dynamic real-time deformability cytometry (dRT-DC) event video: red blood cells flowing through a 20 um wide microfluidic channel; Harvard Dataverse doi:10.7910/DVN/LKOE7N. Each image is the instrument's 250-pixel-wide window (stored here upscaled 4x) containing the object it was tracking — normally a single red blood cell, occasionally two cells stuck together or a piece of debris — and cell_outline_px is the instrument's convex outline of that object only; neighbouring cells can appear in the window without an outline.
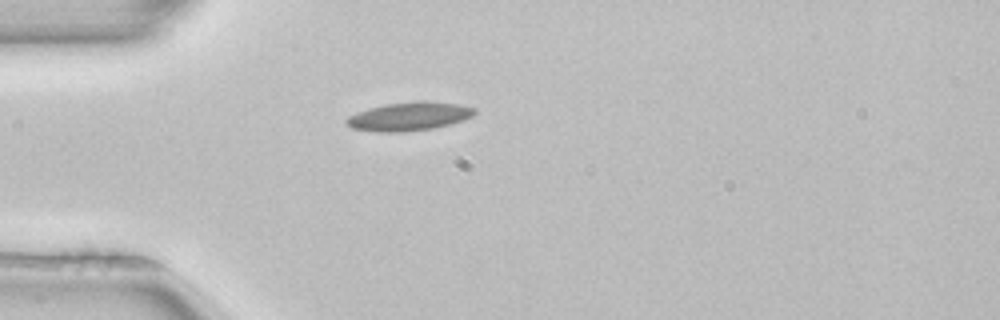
{"species": "common noctule bat (a hibernating species)", "species_latin": "Nyctalus noctula", "temperature_condition": "room temperature", "stored_images_in_passage": 4, "camera_frame_rate_fps": 3000, "um_per_image_px": 0.085, "animal": {"sex": "female", "body_mass_g": 22.7, "forearm_length_mm": 54.2}, "frame": {"image": 1, "passage_image": 4, "time_ms": 1.0, "image_size_px": [1000, 320], "cell_outline_px": [[476, 112], [472, 116], [464, 120], [432, 128], [404, 132], [376, 132], [352, 128], [344, 124], [344, 120], [348, 116], [356, 112], [384, 104], [424, 100], [460, 104], [476, 108]], "centroid_in_image_um": [34.75, 9.89], "position_along_channel_um": 50.3, "area_um2": 21.5}}